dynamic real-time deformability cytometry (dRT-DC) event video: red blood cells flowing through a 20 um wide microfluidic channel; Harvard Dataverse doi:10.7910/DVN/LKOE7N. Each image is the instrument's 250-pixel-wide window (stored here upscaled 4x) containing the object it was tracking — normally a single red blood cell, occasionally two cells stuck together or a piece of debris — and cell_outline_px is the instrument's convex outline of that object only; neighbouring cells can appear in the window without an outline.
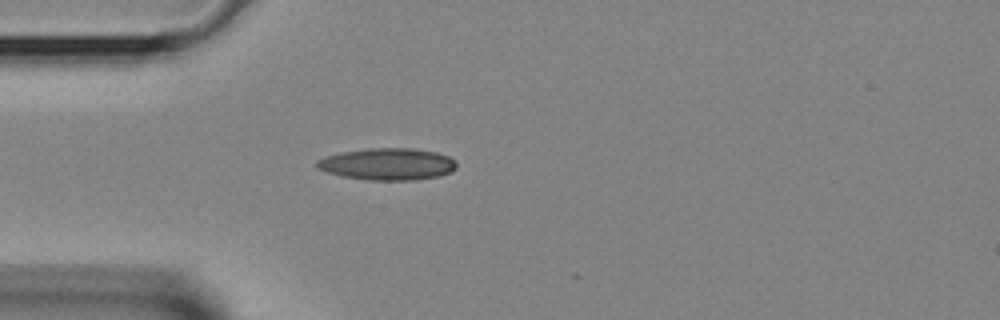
{"species": "Egyptian fruit bat (a non-hibernating species)", "species_latin": "Rousettus aegyptiacus", "temperature_condition": "room temperature", "stored_images_in_passage": 1, "camera_frame_rate_fps": 3000, "um_per_image_px": 0.085, "animal": {"sex": "female"}, "frame": {"image": 1, "passage_image": 1, "time_ms": 0.0, "image_size_px": [1000, 320], "cell_outline_px": [[456, 168], [452, 172], [440, 176], [416, 180], [368, 180], [344, 176], [328, 172], [316, 168], [316, 160], [340, 152], [368, 148], [412, 148], [436, 152], [448, 156], [456, 160]], "centroid_in_image_um": [32.98, 13.95], "position_along_channel_um": 52.0, "area_um2": 26.07}}